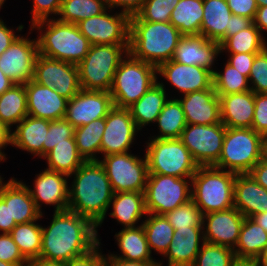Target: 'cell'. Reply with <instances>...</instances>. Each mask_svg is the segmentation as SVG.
<instances>
[{
    "instance_id": "6da1fadb",
    "label": "cell",
    "mask_w": 267,
    "mask_h": 266,
    "mask_svg": "<svg viewBox=\"0 0 267 266\" xmlns=\"http://www.w3.org/2000/svg\"><path fill=\"white\" fill-rule=\"evenodd\" d=\"M97 230L89 219L75 212H54L50 225L42 226L40 258L66 263L86 254L100 242Z\"/></svg>"
},
{
    "instance_id": "7a4b0ae2",
    "label": "cell",
    "mask_w": 267,
    "mask_h": 266,
    "mask_svg": "<svg viewBox=\"0 0 267 266\" xmlns=\"http://www.w3.org/2000/svg\"><path fill=\"white\" fill-rule=\"evenodd\" d=\"M72 175L68 210L101 227L114 194L103 166L99 161H85Z\"/></svg>"
},
{
    "instance_id": "3957f363",
    "label": "cell",
    "mask_w": 267,
    "mask_h": 266,
    "mask_svg": "<svg viewBox=\"0 0 267 266\" xmlns=\"http://www.w3.org/2000/svg\"><path fill=\"white\" fill-rule=\"evenodd\" d=\"M183 35L170 22L130 21L129 53L156 67L170 61Z\"/></svg>"
},
{
    "instance_id": "277c9868",
    "label": "cell",
    "mask_w": 267,
    "mask_h": 266,
    "mask_svg": "<svg viewBox=\"0 0 267 266\" xmlns=\"http://www.w3.org/2000/svg\"><path fill=\"white\" fill-rule=\"evenodd\" d=\"M30 28L40 31L38 50L45 57L78 65L91 46L76 24L61 22L55 17L35 22Z\"/></svg>"
},
{
    "instance_id": "5b68a950",
    "label": "cell",
    "mask_w": 267,
    "mask_h": 266,
    "mask_svg": "<svg viewBox=\"0 0 267 266\" xmlns=\"http://www.w3.org/2000/svg\"><path fill=\"white\" fill-rule=\"evenodd\" d=\"M236 173L215 166H199L191 178V199L201 213L209 214L234 207Z\"/></svg>"
},
{
    "instance_id": "8992f818",
    "label": "cell",
    "mask_w": 267,
    "mask_h": 266,
    "mask_svg": "<svg viewBox=\"0 0 267 266\" xmlns=\"http://www.w3.org/2000/svg\"><path fill=\"white\" fill-rule=\"evenodd\" d=\"M157 67L125 55L114 74L110 94L114 106L128 108L137 102L158 81Z\"/></svg>"
},
{
    "instance_id": "52a82bcc",
    "label": "cell",
    "mask_w": 267,
    "mask_h": 266,
    "mask_svg": "<svg viewBox=\"0 0 267 266\" xmlns=\"http://www.w3.org/2000/svg\"><path fill=\"white\" fill-rule=\"evenodd\" d=\"M263 140L252 128L226 127L222 152L213 166L236 174L249 173L262 158Z\"/></svg>"
},
{
    "instance_id": "ba28073f",
    "label": "cell",
    "mask_w": 267,
    "mask_h": 266,
    "mask_svg": "<svg viewBox=\"0 0 267 266\" xmlns=\"http://www.w3.org/2000/svg\"><path fill=\"white\" fill-rule=\"evenodd\" d=\"M128 49L129 45H91L77 65L81 89L110 91L114 74Z\"/></svg>"
},
{
    "instance_id": "9c48e42d",
    "label": "cell",
    "mask_w": 267,
    "mask_h": 266,
    "mask_svg": "<svg viewBox=\"0 0 267 266\" xmlns=\"http://www.w3.org/2000/svg\"><path fill=\"white\" fill-rule=\"evenodd\" d=\"M147 142L145 157L148 174H161L179 178L192 177L199 165L180 138H151Z\"/></svg>"
},
{
    "instance_id": "30bf717a",
    "label": "cell",
    "mask_w": 267,
    "mask_h": 266,
    "mask_svg": "<svg viewBox=\"0 0 267 266\" xmlns=\"http://www.w3.org/2000/svg\"><path fill=\"white\" fill-rule=\"evenodd\" d=\"M191 178L148 174L144 191L147 213L164 215L191 200Z\"/></svg>"
},
{
    "instance_id": "8fae6325",
    "label": "cell",
    "mask_w": 267,
    "mask_h": 266,
    "mask_svg": "<svg viewBox=\"0 0 267 266\" xmlns=\"http://www.w3.org/2000/svg\"><path fill=\"white\" fill-rule=\"evenodd\" d=\"M98 161L103 166L114 193L145 191L148 178L145 156L139 158L126 152L106 155Z\"/></svg>"
},
{
    "instance_id": "7c38bea8",
    "label": "cell",
    "mask_w": 267,
    "mask_h": 266,
    "mask_svg": "<svg viewBox=\"0 0 267 266\" xmlns=\"http://www.w3.org/2000/svg\"><path fill=\"white\" fill-rule=\"evenodd\" d=\"M226 126L187 124L181 134V141L188 148L199 166H213L220 158Z\"/></svg>"
},
{
    "instance_id": "4fadbf2b",
    "label": "cell",
    "mask_w": 267,
    "mask_h": 266,
    "mask_svg": "<svg viewBox=\"0 0 267 266\" xmlns=\"http://www.w3.org/2000/svg\"><path fill=\"white\" fill-rule=\"evenodd\" d=\"M108 11L111 9L77 23L79 31L91 45H129L130 17L121 12L111 15Z\"/></svg>"
},
{
    "instance_id": "5bb4252c",
    "label": "cell",
    "mask_w": 267,
    "mask_h": 266,
    "mask_svg": "<svg viewBox=\"0 0 267 266\" xmlns=\"http://www.w3.org/2000/svg\"><path fill=\"white\" fill-rule=\"evenodd\" d=\"M33 80L43 86L52 87L68 100L81 90L77 65L41 54L35 61Z\"/></svg>"
},
{
    "instance_id": "9a60e30c",
    "label": "cell",
    "mask_w": 267,
    "mask_h": 266,
    "mask_svg": "<svg viewBox=\"0 0 267 266\" xmlns=\"http://www.w3.org/2000/svg\"><path fill=\"white\" fill-rule=\"evenodd\" d=\"M38 55L37 39L19 36L0 55V69L15 84H26L34 78Z\"/></svg>"
},
{
    "instance_id": "2e32d148",
    "label": "cell",
    "mask_w": 267,
    "mask_h": 266,
    "mask_svg": "<svg viewBox=\"0 0 267 266\" xmlns=\"http://www.w3.org/2000/svg\"><path fill=\"white\" fill-rule=\"evenodd\" d=\"M137 128L128 108L114 106L105 117L100 153L103 156L129 152L134 142Z\"/></svg>"
},
{
    "instance_id": "e0dca14e",
    "label": "cell",
    "mask_w": 267,
    "mask_h": 266,
    "mask_svg": "<svg viewBox=\"0 0 267 266\" xmlns=\"http://www.w3.org/2000/svg\"><path fill=\"white\" fill-rule=\"evenodd\" d=\"M114 107L109 91L81 89L67 102L65 119L74 127L105 118Z\"/></svg>"
},
{
    "instance_id": "ac0fdd59",
    "label": "cell",
    "mask_w": 267,
    "mask_h": 266,
    "mask_svg": "<svg viewBox=\"0 0 267 266\" xmlns=\"http://www.w3.org/2000/svg\"><path fill=\"white\" fill-rule=\"evenodd\" d=\"M244 219L245 217L235 207L204 214L202 223L204 241L234 250Z\"/></svg>"
},
{
    "instance_id": "d6986e66",
    "label": "cell",
    "mask_w": 267,
    "mask_h": 266,
    "mask_svg": "<svg viewBox=\"0 0 267 266\" xmlns=\"http://www.w3.org/2000/svg\"><path fill=\"white\" fill-rule=\"evenodd\" d=\"M69 176L56 171L45 169L37 174L34 180V189H29L32 199L38 211L42 214L41 202L53 205L54 212L68 210L69 202Z\"/></svg>"
},
{
    "instance_id": "ffe728a7",
    "label": "cell",
    "mask_w": 267,
    "mask_h": 266,
    "mask_svg": "<svg viewBox=\"0 0 267 266\" xmlns=\"http://www.w3.org/2000/svg\"><path fill=\"white\" fill-rule=\"evenodd\" d=\"M157 73L169 81L181 93L210 89L213 86V73L201 66L179 62H164L157 67Z\"/></svg>"
},
{
    "instance_id": "44dd1931",
    "label": "cell",
    "mask_w": 267,
    "mask_h": 266,
    "mask_svg": "<svg viewBox=\"0 0 267 266\" xmlns=\"http://www.w3.org/2000/svg\"><path fill=\"white\" fill-rule=\"evenodd\" d=\"M28 115L49 121L63 119L68 99L52 87L43 86L33 79L25 84Z\"/></svg>"
},
{
    "instance_id": "7402d4cb",
    "label": "cell",
    "mask_w": 267,
    "mask_h": 266,
    "mask_svg": "<svg viewBox=\"0 0 267 266\" xmlns=\"http://www.w3.org/2000/svg\"><path fill=\"white\" fill-rule=\"evenodd\" d=\"M0 176V198L9 203L10 223L38 221L42 216L35 206L26 183L11 178L7 183Z\"/></svg>"
},
{
    "instance_id": "603a6c76",
    "label": "cell",
    "mask_w": 267,
    "mask_h": 266,
    "mask_svg": "<svg viewBox=\"0 0 267 266\" xmlns=\"http://www.w3.org/2000/svg\"><path fill=\"white\" fill-rule=\"evenodd\" d=\"M178 100L187 124L213 125L221 123L220 99L214 86L210 89L185 94Z\"/></svg>"
},
{
    "instance_id": "cb8c5ba5",
    "label": "cell",
    "mask_w": 267,
    "mask_h": 266,
    "mask_svg": "<svg viewBox=\"0 0 267 266\" xmlns=\"http://www.w3.org/2000/svg\"><path fill=\"white\" fill-rule=\"evenodd\" d=\"M219 54L218 42L208 40L202 35H187L178 41L172 60L181 64L201 66L214 73L215 70L211 68Z\"/></svg>"
},
{
    "instance_id": "d4e9b609",
    "label": "cell",
    "mask_w": 267,
    "mask_h": 266,
    "mask_svg": "<svg viewBox=\"0 0 267 266\" xmlns=\"http://www.w3.org/2000/svg\"><path fill=\"white\" fill-rule=\"evenodd\" d=\"M234 207L244 216L267 212V189L249 174H237L234 181Z\"/></svg>"
},
{
    "instance_id": "484cf974",
    "label": "cell",
    "mask_w": 267,
    "mask_h": 266,
    "mask_svg": "<svg viewBox=\"0 0 267 266\" xmlns=\"http://www.w3.org/2000/svg\"><path fill=\"white\" fill-rule=\"evenodd\" d=\"M221 122L228 128H252L255 101L254 92L218 95Z\"/></svg>"
},
{
    "instance_id": "4316f807",
    "label": "cell",
    "mask_w": 267,
    "mask_h": 266,
    "mask_svg": "<svg viewBox=\"0 0 267 266\" xmlns=\"http://www.w3.org/2000/svg\"><path fill=\"white\" fill-rule=\"evenodd\" d=\"M203 243V227L178 228L165 253L168 266H192Z\"/></svg>"
},
{
    "instance_id": "83f0119b",
    "label": "cell",
    "mask_w": 267,
    "mask_h": 266,
    "mask_svg": "<svg viewBox=\"0 0 267 266\" xmlns=\"http://www.w3.org/2000/svg\"><path fill=\"white\" fill-rule=\"evenodd\" d=\"M50 121L27 115L16 126L12 135V146L43 158Z\"/></svg>"
},
{
    "instance_id": "f1b7e54d",
    "label": "cell",
    "mask_w": 267,
    "mask_h": 266,
    "mask_svg": "<svg viewBox=\"0 0 267 266\" xmlns=\"http://www.w3.org/2000/svg\"><path fill=\"white\" fill-rule=\"evenodd\" d=\"M267 246V232L250 217H245L234 248L237 261L250 265L257 261Z\"/></svg>"
},
{
    "instance_id": "f546056e",
    "label": "cell",
    "mask_w": 267,
    "mask_h": 266,
    "mask_svg": "<svg viewBox=\"0 0 267 266\" xmlns=\"http://www.w3.org/2000/svg\"><path fill=\"white\" fill-rule=\"evenodd\" d=\"M115 239L122 255L110 254L113 258H119L126 261L144 262V263H159L151 257V251L146 239L145 231L142 226L122 228L117 234ZM118 255V256H117Z\"/></svg>"
},
{
    "instance_id": "4dcf8cb0",
    "label": "cell",
    "mask_w": 267,
    "mask_h": 266,
    "mask_svg": "<svg viewBox=\"0 0 267 266\" xmlns=\"http://www.w3.org/2000/svg\"><path fill=\"white\" fill-rule=\"evenodd\" d=\"M167 99L165 85L157 81L137 102L128 107L139 130L156 122L158 115L168 101Z\"/></svg>"
},
{
    "instance_id": "1f68e13d",
    "label": "cell",
    "mask_w": 267,
    "mask_h": 266,
    "mask_svg": "<svg viewBox=\"0 0 267 266\" xmlns=\"http://www.w3.org/2000/svg\"><path fill=\"white\" fill-rule=\"evenodd\" d=\"M109 205H112L113 209L110 216L124 228L136 227L141 217L147 214L144 192L114 193Z\"/></svg>"
},
{
    "instance_id": "d6a6232c",
    "label": "cell",
    "mask_w": 267,
    "mask_h": 266,
    "mask_svg": "<svg viewBox=\"0 0 267 266\" xmlns=\"http://www.w3.org/2000/svg\"><path fill=\"white\" fill-rule=\"evenodd\" d=\"M231 16L226 0H203L201 35L219 42L229 29Z\"/></svg>"
},
{
    "instance_id": "836d02e7",
    "label": "cell",
    "mask_w": 267,
    "mask_h": 266,
    "mask_svg": "<svg viewBox=\"0 0 267 266\" xmlns=\"http://www.w3.org/2000/svg\"><path fill=\"white\" fill-rule=\"evenodd\" d=\"M203 0H180L172 10L170 23L183 36L201 35Z\"/></svg>"
},
{
    "instance_id": "e575fe53",
    "label": "cell",
    "mask_w": 267,
    "mask_h": 266,
    "mask_svg": "<svg viewBox=\"0 0 267 266\" xmlns=\"http://www.w3.org/2000/svg\"><path fill=\"white\" fill-rule=\"evenodd\" d=\"M43 158L47 160L46 169L65 174L69 178L85 162L78 152L75 138H68L66 142L55 145Z\"/></svg>"
},
{
    "instance_id": "d590c367",
    "label": "cell",
    "mask_w": 267,
    "mask_h": 266,
    "mask_svg": "<svg viewBox=\"0 0 267 266\" xmlns=\"http://www.w3.org/2000/svg\"><path fill=\"white\" fill-rule=\"evenodd\" d=\"M28 115L25 84H14L0 95V122L11 126Z\"/></svg>"
},
{
    "instance_id": "8d00e7d4",
    "label": "cell",
    "mask_w": 267,
    "mask_h": 266,
    "mask_svg": "<svg viewBox=\"0 0 267 266\" xmlns=\"http://www.w3.org/2000/svg\"><path fill=\"white\" fill-rule=\"evenodd\" d=\"M105 118L93 120L89 124L75 128L74 138L79 154L85 161H98Z\"/></svg>"
},
{
    "instance_id": "74e56055",
    "label": "cell",
    "mask_w": 267,
    "mask_h": 266,
    "mask_svg": "<svg viewBox=\"0 0 267 266\" xmlns=\"http://www.w3.org/2000/svg\"><path fill=\"white\" fill-rule=\"evenodd\" d=\"M156 123H158L160 134L152 136V138L177 139L181 137L187 122L178 99H168L158 115Z\"/></svg>"
},
{
    "instance_id": "f35d334b",
    "label": "cell",
    "mask_w": 267,
    "mask_h": 266,
    "mask_svg": "<svg viewBox=\"0 0 267 266\" xmlns=\"http://www.w3.org/2000/svg\"><path fill=\"white\" fill-rule=\"evenodd\" d=\"M149 217L141 224L144 228L146 239L152 253L156 251L165 255L174 236V228L164 215L149 214Z\"/></svg>"
},
{
    "instance_id": "ab89813d",
    "label": "cell",
    "mask_w": 267,
    "mask_h": 266,
    "mask_svg": "<svg viewBox=\"0 0 267 266\" xmlns=\"http://www.w3.org/2000/svg\"><path fill=\"white\" fill-rule=\"evenodd\" d=\"M267 47L263 34L252 24L250 27L228 37L220 45V53H260Z\"/></svg>"
},
{
    "instance_id": "60d3db41",
    "label": "cell",
    "mask_w": 267,
    "mask_h": 266,
    "mask_svg": "<svg viewBox=\"0 0 267 266\" xmlns=\"http://www.w3.org/2000/svg\"><path fill=\"white\" fill-rule=\"evenodd\" d=\"M107 9L105 0H63L57 20L77 24L82 20L97 16Z\"/></svg>"
},
{
    "instance_id": "b9f144b4",
    "label": "cell",
    "mask_w": 267,
    "mask_h": 266,
    "mask_svg": "<svg viewBox=\"0 0 267 266\" xmlns=\"http://www.w3.org/2000/svg\"><path fill=\"white\" fill-rule=\"evenodd\" d=\"M10 235L28 261L40 257L42 226L36 221L16 224Z\"/></svg>"
},
{
    "instance_id": "7bdbcfd3",
    "label": "cell",
    "mask_w": 267,
    "mask_h": 266,
    "mask_svg": "<svg viewBox=\"0 0 267 266\" xmlns=\"http://www.w3.org/2000/svg\"><path fill=\"white\" fill-rule=\"evenodd\" d=\"M213 86L217 95L247 92L251 90L249 79L229 63L225 64L224 72L213 73Z\"/></svg>"
},
{
    "instance_id": "ee69618b",
    "label": "cell",
    "mask_w": 267,
    "mask_h": 266,
    "mask_svg": "<svg viewBox=\"0 0 267 266\" xmlns=\"http://www.w3.org/2000/svg\"><path fill=\"white\" fill-rule=\"evenodd\" d=\"M192 266H241L237 261L234 250L203 242Z\"/></svg>"
},
{
    "instance_id": "f6af8a7d",
    "label": "cell",
    "mask_w": 267,
    "mask_h": 266,
    "mask_svg": "<svg viewBox=\"0 0 267 266\" xmlns=\"http://www.w3.org/2000/svg\"><path fill=\"white\" fill-rule=\"evenodd\" d=\"M174 230L178 228L203 227V214L191 199L172 211L164 214Z\"/></svg>"
},
{
    "instance_id": "bcb514c9",
    "label": "cell",
    "mask_w": 267,
    "mask_h": 266,
    "mask_svg": "<svg viewBox=\"0 0 267 266\" xmlns=\"http://www.w3.org/2000/svg\"><path fill=\"white\" fill-rule=\"evenodd\" d=\"M180 0H147L130 21L169 22L172 10Z\"/></svg>"
},
{
    "instance_id": "7dc6e473",
    "label": "cell",
    "mask_w": 267,
    "mask_h": 266,
    "mask_svg": "<svg viewBox=\"0 0 267 266\" xmlns=\"http://www.w3.org/2000/svg\"><path fill=\"white\" fill-rule=\"evenodd\" d=\"M75 128L65 119L50 121L47 132L46 144H43V157L52 150L55 145L66 142L68 138H74Z\"/></svg>"
},
{
    "instance_id": "c3c4849f",
    "label": "cell",
    "mask_w": 267,
    "mask_h": 266,
    "mask_svg": "<svg viewBox=\"0 0 267 266\" xmlns=\"http://www.w3.org/2000/svg\"><path fill=\"white\" fill-rule=\"evenodd\" d=\"M248 79L254 93H267V47L256 54Z\"/></svg>"
},
{
    "instance_id": "681fc988",
    "label": "cell",
    "mask_w": 267,
    "mask_h": 266,
    "mask_svg": "<svg viewBox=\"0 0 267 266\" xmlns=\"http://www.w3.org/2000/svg\"><path fill=\"white\" fill-rule=\"evenodd\" d=\"M0 260L17 266H27L28 260L22 255L10 233L0 234Z\"/></svg>"
},
{
    "instance_id": "f907efd6",
    "label": "cell",
    "mask_w": 267,
    "mask_h": 266,
    "mask_svg": "<svg viewBox=\"0 0 267 266\" xmlns=\"http://www.w3.org/2000/svg\"><path fill=\"white\" fill-rule=\"evenodd\" d=\"M255 110L252 129L267 136V93H254Z\"/></svg>"
},
{
    "instance_id": "816d5d0a",
    "label": "cell",
    "mask_w": 267,
    "mask_h": 266,
    "mask_svg": "<svg viewBox=\"0 0 267 266\" xmlns=\"http://www.w3.org/2000/svg\"><path fill=\"white\" fill-rule=\"evenodd\" d=\"M63 0H33L31 25L49 19L50 15H58Z\"/></svg>"
},
{
    "instance_id": "f5cc1de1",
    "label": "cell",
    "mask_w": 267,
    "mask_h": 266,
    "mask_svg": "<svg viewBox=\"0 0 267 266\" xmlns=\"http://www.w3.org/2000/svg\"><path fill=\"white\" fill-rule=\"evenodd\" d=\"M100 244L101 242L86 254L72 258L65 266H104V254L99 251Z\"/></svg>"
},
{
    "instance_id": "db71d44e",
    "label": "cell",
    "mask_w": 267,
    "mask_h": 266,
    "mask_svg": "<svg viewBox=\"0 0 267 266\" xmlns=\"http://www.w3.org/2000/svg\"><path fill=\"white\" fill-rule=\"evenodd\" d=\"M256 54L258 53H230L227 63L249 77Z\"/></svg>"
},
{
    "instance_id": "11a10c76",
    "label": "cell",
    "mask_w": 267,
    "mask_h": 266,
    "mask_svg": "<svg viewBox=\"0 0 267 266\" xmlns=\"http://www.w3.org/2000/svg\"><path fill=\"white\" fill-rule=\"evenodd\" d=\"M233 15L254 19L258 5L256 0H226Z\"/></svg>"
},
{
    "instance_id": "9f6ffc18",
    "label": "cell",
    "mask_w": 267,
    "mask_h": 266,
    "mask_svg": "<svg viewBox=\"0 0 267 266\" xmlns=\"http://www.w3.org/2000/svg\"><path fill=\"white\" fill-rule=\"evenodd\" d=\"M108 9L122 7L121 13L129 17L135 16L147 0H105Z\"/></svg>"
},
{
    "instance_id": "6f0895ef",
    "label": "cell",
    "mask_w": 267,
    "mask_h": 266,
    "mask_svg": "<svg viewBox=\"0 0 267 266\" xmlns=\"http://www.w3.org/2000/svg\"><path fill=\"white\" fill-rule=\"evenodd\" d=\"M252 24V19L232 14L230 17L229 29L226 31L225 36L218 42L219 45H221L228 37L250 27Z\"/></svg>"
},
{
    "instance_id": "680465c9",
    "label": "cell",
    "mask_w": 267,
    "mask_h": 266,
    "mask_svg": "<svg viewBox=\"0 0 267 266\" xmlns=\"http://www.w3.org/2000/svg\"><path fill=\"white\" fill-rule=\"evenodd\" d=\"M19 36L14 33V30L8 28L0 19V55L16 40Z\"/></svg>"
},
{
    "instance_id": "91938a15",
    "label": "cell",
    "mask_w": 267,
    "mask_h": 266,
    "mask_svg": "<svg viewBox=\"0 0 267 266\" xmlns=\"http://www.w3.org/2000/svg\"><path fill=\"white\" fill-rule=\"evenodd\" d=\"M15 226L16 223H10L9 203L0 198V231L10 233Z\"/></svg>"
},
{
    "instance_id": "94428289",
    "label": "cell",
    "mask_w": 267,
    "mask_h": 266,
    "mask_svg": "<svg viewBox=\"0 0 267 266\" xmlns=\"http://www.w3.org/2000/svg\"><path fill=\"white\" fill-rule=\"evenodd\" d=\"M249 174L265 189H267V162L262 159L251 169Z\"/></svg>"
},
{
    "instance_id": "6125c7cd",
    "label": "cell",
    "mask_w": 267,
    "mask_h": 266,
    "mask_svg": "<svg viewBox=\"0 0 267 266\" xmlns=\"http://www.w3.org/2000/svg\"><path fill=\"white\" fill-rule=\"evenodd\" d=\"M11 130L6 124L0 122V162L7 159L5 152L1 149H5V146L12 144Z\"/></svg>"
},
{
    "instance_id": "be15d7a7",
    "label": "cell",
    "mask_w": 267,
    "mask_h": 266,
    "mask_svg": "<svg viewBox=\"0 0 267 266\" xmlns=\"http://www.w3.org/2000/svg\"><path fill=\"white\" fill-rule=\"evenodd\" d=\"M104 266H159V263H144L135 261H126L119 258H113L110 254L104 256Z\"/></svg>"
},
{
    "instance_id": "e7e4bbea",
    "label": "cell",
    "mask_w": 267,
    "mask_h": 266,
    "mask_svg": "<svg viewBox=\"0 0 267 266\" xmlns=\"http://www.w3.org/2000/svg\"><path fill=\"white\" fill-rule=\"evenodd\" d=\"M253 24L260 30L261 34L262 31L267 32V6L258 7Z\"/></svg>"
},
{
    "instance_id": "03108f58",
    "label": "cell",
    "mask_w": 267,
    "mask_h": 266,
    "mask_svg": "<svg viewBox=\"0 0 267 266\" xmlns=\"http://www.w3.org/2000/svg\"><path fill=\"white\" fill-rule=\"evenodd\" d=\"M27 266H65V263L60 261H50L39 257L29 260Z\"/></svg>"
},
{
    "instance_id": "003e7915",
    "label": "cell",
    "mask_w": 267,
    "mask_h": 266,
    "mask_svg": "<svg viewBox=\"0 0 267 266\" xmlns=\"http://www.w3.org/2000/svg\"><path fill=\"white\" fill-rule=\"evenodd\" d=\"M14 84L15 83L0 69V95L10 89Z\"/></svg>"
},
{
    "instance_id": "a7ac6f4b",
    "label": "cell",
    "mask_w": 267,
    "mask_h": 266,
    "mask_svg": "<svg viewBox=\"0 0 267 266\" xmlns=\"http://www.w3.org/2000/svg\"><path fill=\"white\" fill-rule=\"evenodd\" d=\"M250 218L267 232V212L253 215Z\"/></svg>"
},
{
    "instance_id": "89a4df30",
    "label": "cell",
    "mask_w": 267,
    "mask_h": 266,
    "mask_svg": "<svg viewBox=\"0 0 267 266\" xmlns=\"http://www.w3.org/2000/svg\"><path fill=\"white\" fill-rule=\"evenodd\" d=\"M254 264L256 266H267V246Z\"/></svg>"
},
{
    "instance_id": "2644e50d",
    "label": "cell",
    "mask_w": 267,
    "mask_h": 266,
    "mask_svg": "<svg viewBox=\"0 0 267 266\" xmlns=\"http://www.w3.org/2000/svg\"><path fill=\"white\" fill-rule=\"evenodd\" d=\"M263 161L267 162V136L264 137L262 146V158Z\"/></svg>"
},
{
    "instance_id": "8c879c8a",
    "label": "cell",
    "mask_w": 267,
    "mask_h": 266,
    "mask_svg": "<svg viewBox=\"0 0 267 266\" xmlns=\"http://www.w3.org/2000/svg\"><path fill=\"white\" fill-rule=\"evenodd\" d=\"M258 7L267 6V0H256Z\"/></svg>"
},
{
    "instance_id": "753ad0ef",
    "label": "cell",
    "mask_w": 267,
    "mask_h": 266,
    "mask_svg": "<svg viewBox=\"0 0 267 266\" xmlns=\"http://www.w3.org/2000/svg\"><path fill=\"white\" fill-rule=\"evenodd\" d=\"M0 266H17L16 264L6 263L0 260Z\"/></svg>"
},
{
    "instance_id": "34e18365",
    "label": "cell",
    "mask_w": 267,
    "mask_h": 266,
    "mask_svg": "<svg viewBox=\"0 0 267 266\" xmlns=\"http://www.w3.org/2000/svg\"><path fill=\"white\" fill-rule=\"evenodd\" d=\"M5 1L6 0H0V8H2V6H3V4H4Z\"/></svg>"
}]
</instances>
